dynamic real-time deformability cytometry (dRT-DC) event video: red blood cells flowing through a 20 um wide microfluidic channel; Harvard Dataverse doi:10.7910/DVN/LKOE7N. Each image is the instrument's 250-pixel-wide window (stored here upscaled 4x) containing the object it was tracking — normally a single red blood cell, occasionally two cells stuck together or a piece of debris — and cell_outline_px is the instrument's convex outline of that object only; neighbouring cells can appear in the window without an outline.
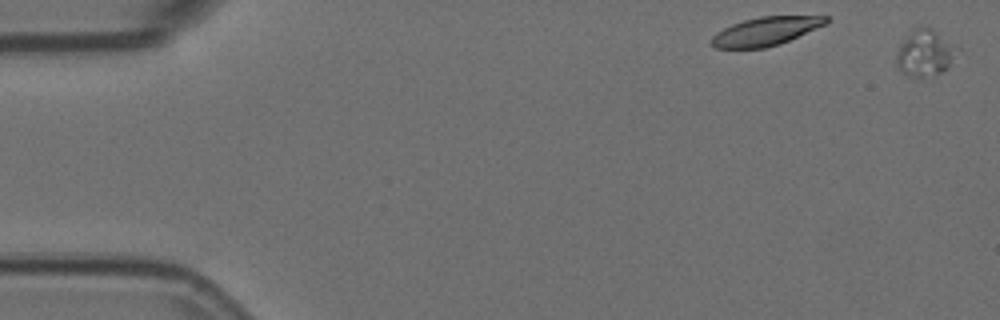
{"species": "Egyptian fruit bat (a non-hibernating species)", "species_latin": "Rousettus aegyptiacus", "temperature_condition": "room temperature", "stored_images_in_passage": 5, "camera_frame_rate_fps": 3000, "um_per_image_px": 0.085, "animal": {"sex": "female"}, "frame": {"image": 1, "passage_image": 1, "time_ms": 0.0, "image_size_px": [1000, 320], "cell_outline_px": [[960, 48], [948, 68], [940, 72], [920, 76], [908, 76], [896, 64], [896, 52], [904, 40], [920, 24], [932, 28], [956, 44]], "centroid_in_image_um": [78.67, 4.46], "position_along_channel_um": 6.3, "area_um2": 16.24}}